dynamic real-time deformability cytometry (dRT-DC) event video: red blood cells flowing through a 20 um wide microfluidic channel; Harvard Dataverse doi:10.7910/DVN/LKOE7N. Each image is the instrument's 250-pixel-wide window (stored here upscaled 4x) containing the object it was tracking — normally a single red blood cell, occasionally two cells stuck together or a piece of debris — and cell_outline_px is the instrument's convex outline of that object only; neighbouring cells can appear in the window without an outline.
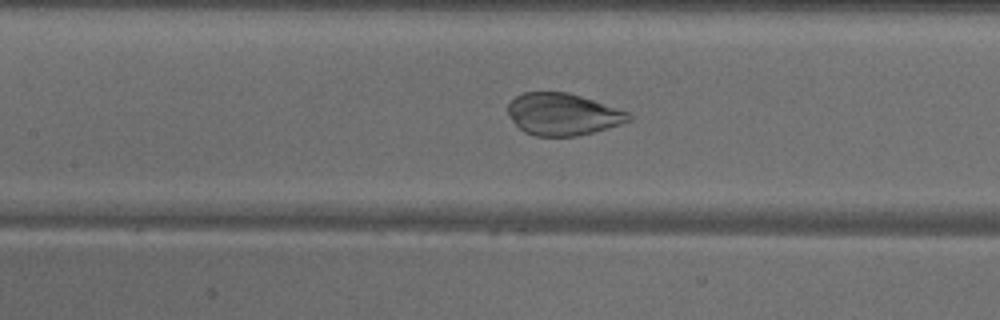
{"species": "common noctule bat (a hibernating species)", "species_latin": "Nyctalus noctula", "temperature_condition": "warm", "stored_images_in_passage": 47, "camera_frame_rate_fps": 3000, "um_per_image_px": 0.085, "animal": {"sex": "male", "body_mass_g": 18.8}, "frame": {"image": 1, "passage_image": 20, "time_ms": 6.333, "image_size_px": [1000, 320], "cell_outline_px": [[632, 120], [608, 128], [576, 136], [536, 136], [524, 132], [512, 120], [508, 112], [508, 104], [516, 96], [524, 92], [564, 92], [580, 96], [628, 112], [632, 116]], "centroid_in_image_um": [47.83, 9.72], "position_along_channel_um": 159.6, "area_um2": 29.19}}
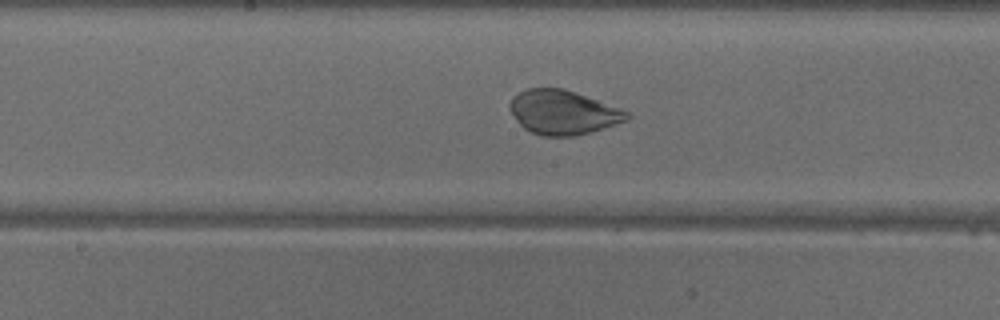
{"frame": {"image": 2, "passage_image": 23, "time_ms": 7.333, "image_size_px": [1000, 320], "cell_outline_px": [[632, 116], [628, 120], [592, 132], [572, 136], [540, 136], [524, 128], [516, 120], [508, 108], [508, 104], [512, 96], [528, 88], [564, 88], [620, 108], [628, 112]], "centroid_in_image_um": [47.84, 9.55], "position_along_channel_um": 200.4, "area_um2": 30.29}}
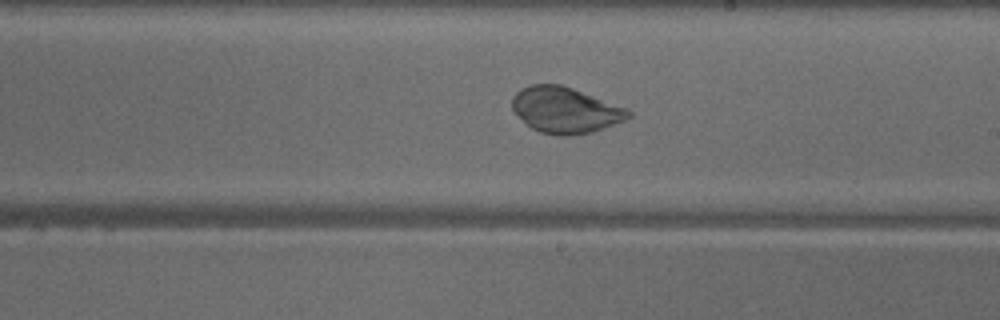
{"frame": {"image": 3, "passage_image": 26, "time_ms": 8.333, "image_size_px": [1000, 320], "cell_outline_px": [[632, 116], [624, 120], [604, 128], [592, 132], [568, 136], [556, 136], [540, 132], [532, 128], [512, 108], [512, 96], [520, 88], [532, 84], [560, 84], [572, 88], [624, 108], [632, 112]], "centroid_in_image_um": [48.02, 9.36], "position_along_channel_um": 241.0, "area_um2": 30.69}}